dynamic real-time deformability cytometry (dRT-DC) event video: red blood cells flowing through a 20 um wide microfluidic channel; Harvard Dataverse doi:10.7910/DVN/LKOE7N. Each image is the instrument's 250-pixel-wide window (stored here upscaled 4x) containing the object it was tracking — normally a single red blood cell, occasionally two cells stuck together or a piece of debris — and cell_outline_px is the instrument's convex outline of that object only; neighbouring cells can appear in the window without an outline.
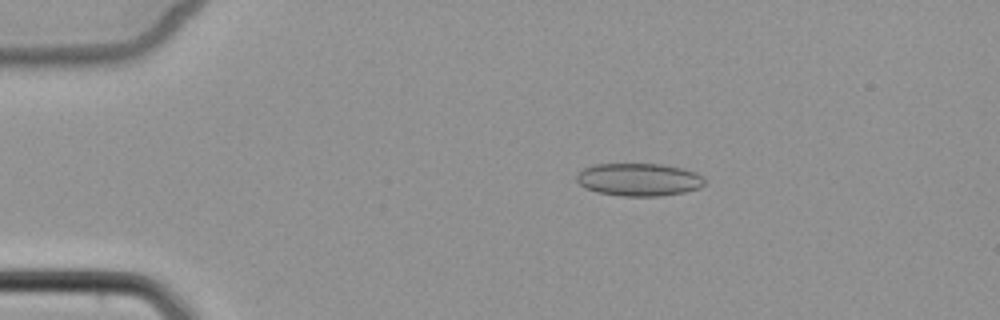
{"species": "common noctule bat (a hibernating species)", "species_latin": "Nyctalus noctula", "temperature_condition": "cold", "stored_images_in_passage": 8, "camera_frame_rate_fps": 3000, "um_per_image_px": 0.085, "animal": {"sex": "female", "body_mass_g": 22.7, "forearm_length_mm": 54.2}, "frame": {"image": 1, "passage_image": 4, "time_ms": 3.333, "image_size_px": [1000, 320], "cell_outline_px": [[704, 184], [700, 188], [684, 192], [660, 196], [620, 196], [596, 192], [584, 188], [576, 180], [576, 176], [584, 168], [592, 164], [660, 164], [684, 168], [696, 172], [704, 176]], "centroid_in_image_um": [54.31, 15.26], "position_along_channel_um": 30.7, "area_um2": 24.68}}
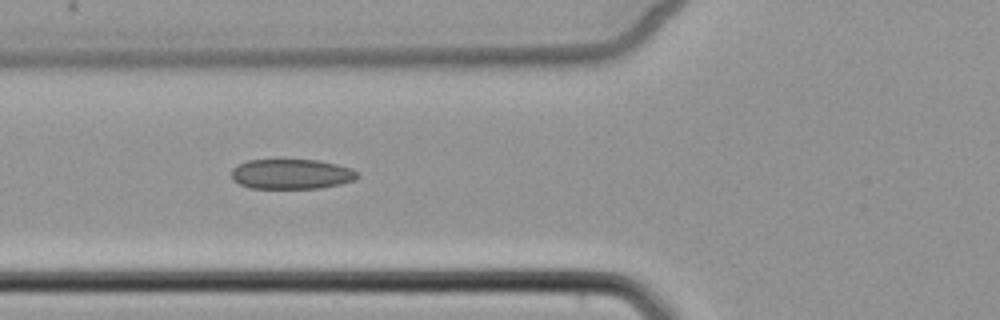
{"frame": {"image": 2, "passage_image": 6, "time_ms": 6.667, "image_size_px": [1000, 320], "cell_outline_px": [[360, 176], [356, 180], [340, 184], [320, 188], [248, 188], [232, 180], [232, 168], [236, 164], [248, 160], [316, 160], [336, 164], [352, 168]], "centroid_in_image_um": [24.76, 14.8], "position_along_channel_um": 101.0, "area_um2": 22.14}}
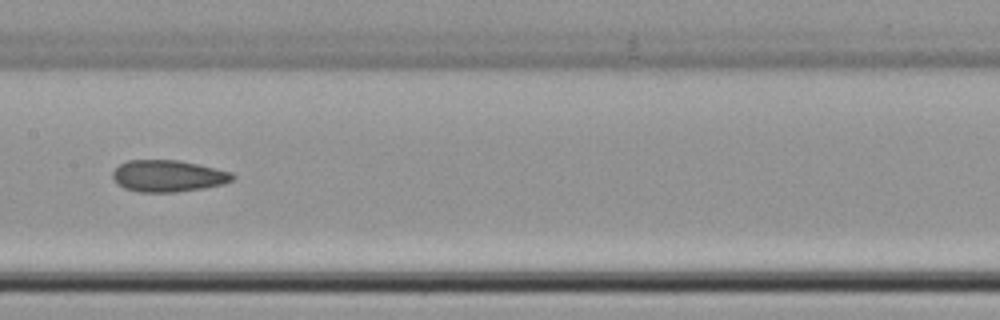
{"frame": {"image": 3, "passage_image": 8, "time_ms": 9.0, "image_size_px": [1000, 320], "cell_outline_px": [[236, 176], [232, 180], [224, 184], [204, 188], [176, 192], [140, 192], [124, 188], [116, 184], [112, 176], [112, 172], [120, 164], [128, 160], [180, 160], [200, 164], [232, 172]], "centroid_in_image_um": [14.3, 14.95], "position_along_channel_um": 193.1, "area_um2": 22.37}}